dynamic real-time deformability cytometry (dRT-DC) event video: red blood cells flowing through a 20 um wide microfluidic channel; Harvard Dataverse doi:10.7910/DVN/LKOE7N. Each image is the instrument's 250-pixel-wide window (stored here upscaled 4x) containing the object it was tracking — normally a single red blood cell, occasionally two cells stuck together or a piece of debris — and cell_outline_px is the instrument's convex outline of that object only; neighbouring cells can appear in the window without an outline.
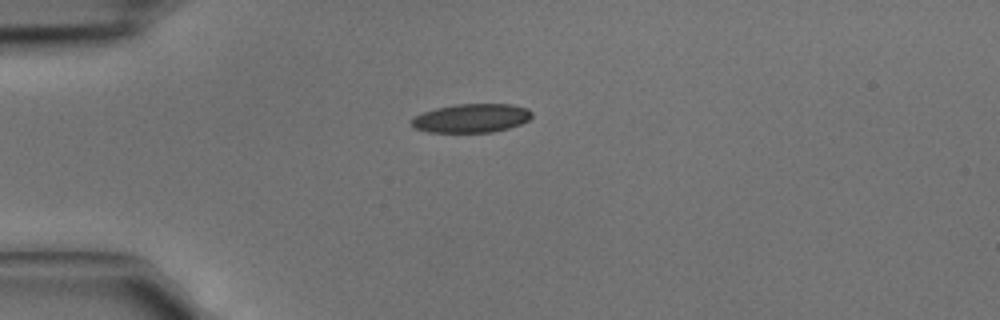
{"species": "common noctule bat (a hibernating species)", "species_latin": "Nyctalus noctula", "temperature_condition": "cold", "stored_images_in_passage": 1, "camera_frame_rate_fps": 3000, "um_per_image_px": 0.085, "animal": {"sex": "male", "body_mass_g": 15.6}, "frame": {"image": 1, "passage_image": 1, "time_ms": 0.0, "image_size_px": [1000, 320], "cell_outline_px": [[532, 116], [528, 120], [520, 124], [508, 128], [492, 132], [428, 132], [416, 128], [408, 120], [424, 112], [436, 108], [456, 104], [512, 104], [528, 108], [532, 112]], "centroid_in_image_um": [40.08, 10.04], "position_along_channel_um": 44.9, "area_um2": 20.11}}